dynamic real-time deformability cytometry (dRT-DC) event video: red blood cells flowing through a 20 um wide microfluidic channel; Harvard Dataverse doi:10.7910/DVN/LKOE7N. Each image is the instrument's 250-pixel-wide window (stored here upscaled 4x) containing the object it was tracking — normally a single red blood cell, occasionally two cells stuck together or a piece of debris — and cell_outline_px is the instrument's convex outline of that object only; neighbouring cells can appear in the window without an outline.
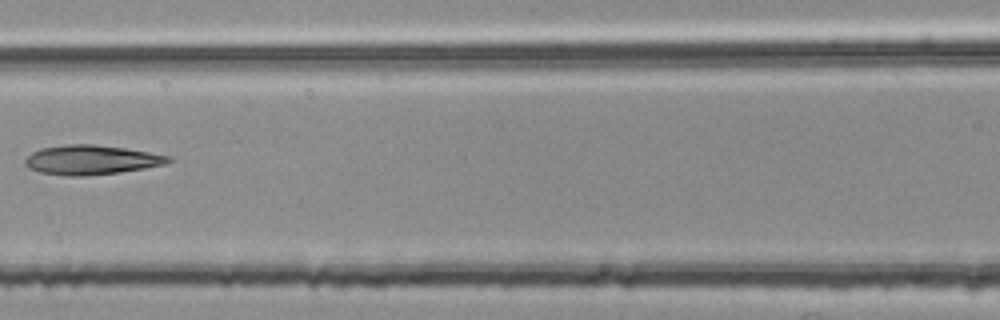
{"species": "common noctule bat (a hibernating species)", "species_latin": "Nyctalus noctula", "temperature_condition": "room temperature", "stored_images_in_passage": 5, "camera_frame_rate_fps": 3000, "um_per_image_px": 0.085, "animal": {"sex": "female", "body_mass_g": 25.1}, "frame": {"image": 1, "passage_image": 5, "time_ms": 1.333, "image_size_px": [1000, 320], "cell_outline_px": [[172, 160], [164, 164], [144, 168], [120, 172], [84, 176], [64, 176], [40, 172], [28, 168], [24, 164], [24, 160], [32, 152], [40, 148], [64, 144], [92, 144], [124, 148], [148, 152], [168, 156]], "centroid_in_image_um": [7.69, 13.59], "position_along_channel_um": 158.9, "area_um2": 24.51}}